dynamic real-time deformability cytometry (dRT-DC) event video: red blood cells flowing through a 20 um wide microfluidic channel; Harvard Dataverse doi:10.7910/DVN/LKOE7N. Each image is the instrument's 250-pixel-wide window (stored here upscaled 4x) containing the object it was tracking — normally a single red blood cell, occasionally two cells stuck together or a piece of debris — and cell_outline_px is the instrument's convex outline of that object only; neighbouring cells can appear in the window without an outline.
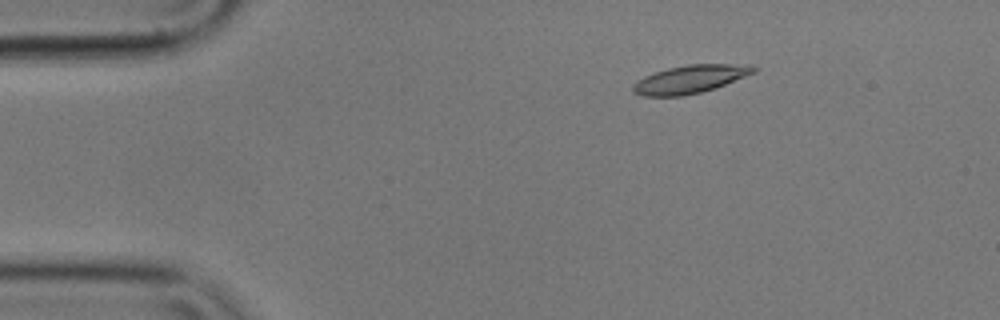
{"species": "common noctule bat (a hibernating species)", "species_latin": "Nyctalus noctula", "temperature_condition": "cold", "stored_images_in_passage": 5, "camera_frame_rate_fps": 3000, "um_per_image_px": 0.085, "animal": {"sex": "male", "body_mass_g": 17.9}, "frame": {"image": 1, "passage_image": 3, "time_ms": 0.667, "image_size_px": [1000, 320], "cell_outline_px": [[756, 72], [716, 88], [700, 92], [680, 96], [644, 96], [632, 92], [632, 84], [644, 76], [668, 68], [688, 64], [752, 64], [756, 68]], "centroid_in_image_um": [58.67, 6.72], "position_along_channel_um": 26.3, "area_um2": 19.77}}